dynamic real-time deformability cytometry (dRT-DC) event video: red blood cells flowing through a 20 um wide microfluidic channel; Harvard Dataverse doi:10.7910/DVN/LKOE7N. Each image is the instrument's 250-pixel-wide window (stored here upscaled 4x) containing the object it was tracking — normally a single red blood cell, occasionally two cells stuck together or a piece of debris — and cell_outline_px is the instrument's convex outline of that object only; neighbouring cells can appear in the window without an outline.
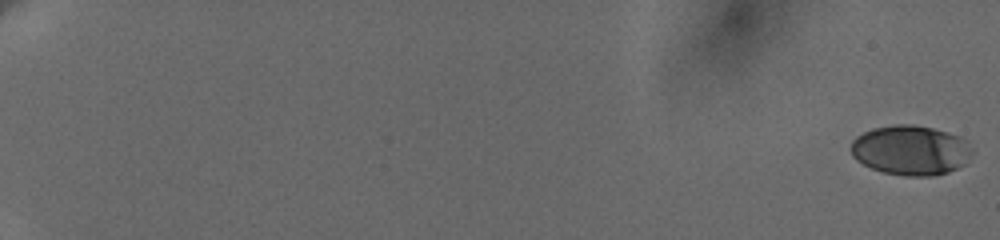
{"species": "human", "species_latin": "Homo sapiens", "temperature_condition": "cold", "stored_images_in_passage": 27, "camera_frame_rate_fps": 3000, "um_per_image_px": 0.085, "donor": {"sex": "female"}, "frame": {"image": 1, "passage_image": 1, "time_ms": 0.0, "image_size_px": [1000, 240], "cell_outline_px": [[976, 152], [968, 164], [948, 172], [932, 176], [904, 176], [884, 172], [872, 168], [856, 160], [852, 156], [848, 148], [852, 140], [856, 136], [872, 128], [896, 124], [912, 124], [932, 128], [960, 136], [968, 140]], "centroid_in_image_um": [77.46, 12.77], "position_along_channel_um": 7.5, "area_um2": 36.01}}
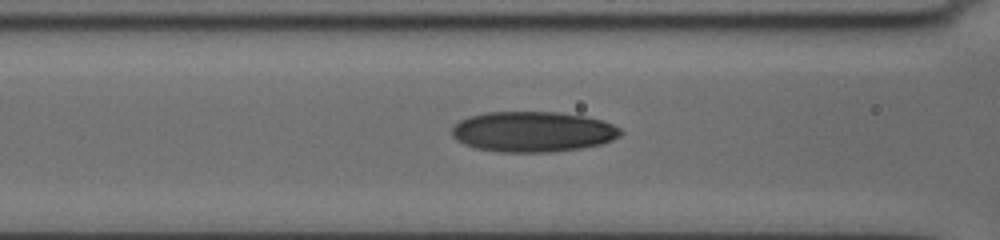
{"frame": {"image": 2, "passage_image": 23, "time_ms": 9.667, "image_size_px": [1000, 240], "cell_outline_px": [[624, 132], [620, 136], [612, 140], [600, 144], [580, 148], [552, 152], [500, 152], [476, 148], [464, 144], [456, 140], [452, 136], [452, 128], [460, 120], [468, 116], [484, 112], [560, 112], [584, 116], [600, 120], [612, 124], [620, 128]], "centroid_in_image_um": [45.28, 11.19], "position_along_channel_um": 121.3, "area_um2": 39.88}}
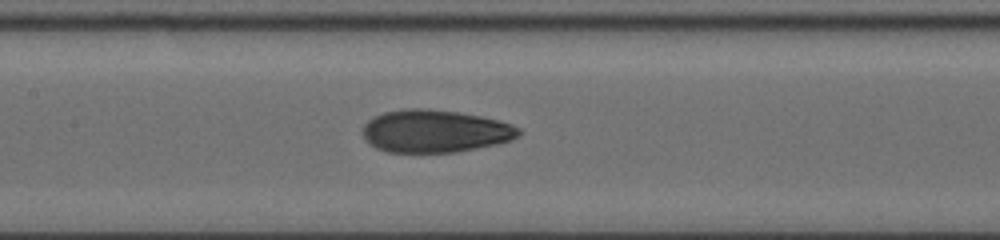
{"frame": {"image": 3, "passage_image": 27, "time_ms": 11.0, "image_size_px": [1000, 240], "cell_outline_px": [[520, 132], [512, 140], [496, 144], [456, 152], [388, 152], [376, 148], [368, 144], [364, 140], [364, 124], [368, 120], [384, 112], [408, 108], [428, 108], [456, 112], [480, 116], [500, 120], [512, 124], [520, 128]], "centroid_in_image_um": [36.96, 11.15], "position_along_channel_um": 170.4, "area_um2": 38.73}}